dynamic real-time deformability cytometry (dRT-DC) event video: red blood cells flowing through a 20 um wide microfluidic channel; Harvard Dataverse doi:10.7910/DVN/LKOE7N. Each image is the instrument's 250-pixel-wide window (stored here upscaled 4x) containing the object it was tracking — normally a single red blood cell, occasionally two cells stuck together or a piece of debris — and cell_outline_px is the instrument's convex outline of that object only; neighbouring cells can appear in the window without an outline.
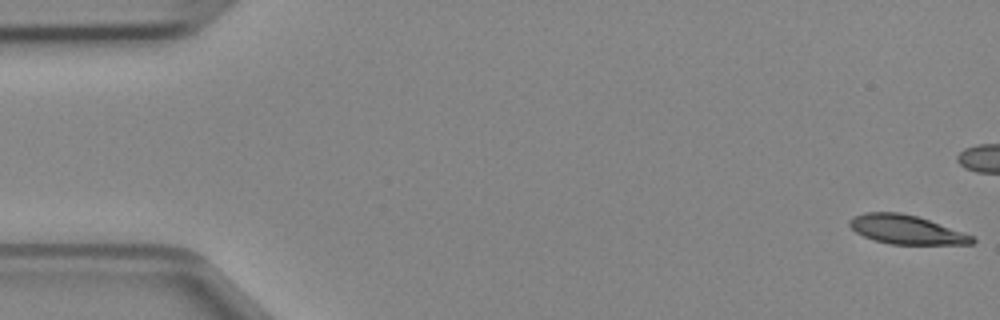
{"species": "Egyptian fruit bat (a non-hibernating species)", "species_latin": "Rousettus aegyptiacus", "temperature_condition": "cold", "stored_images_in_passage": 48, "camera_frame_rate_fps": 3000, "um_per_image_px": 0.085, "animal": {"sex": "female"}, "frame": {"image": 1, "passage_image": 1, "time_ms": 0.0, "image_size_px": [1000, 320], "cell_outline_px": [[976, 240], [972, 244], [892, 244], [876, 240], [864, 236], [856, 232], [848, 224], [848, 220], [852, 216], [864, 212], [900, 212], [916, 216], [928, 220], [972, 236]], "centroid_in_image_um": [76.97, 19.5], "position_along_channel_um": 8.0, "area_um2": 20.35}}
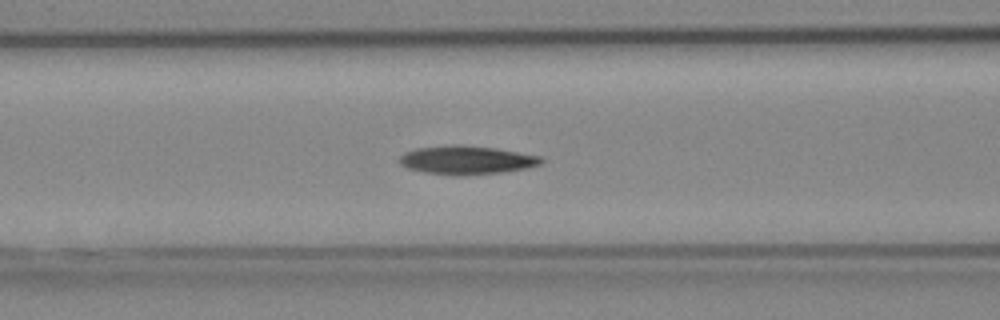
{"frame": {"image": 2, "passage_image": 19, "time_ms": 6.0, "image_size_px": [1000, 320], "cell_outline_px": [[544, 164], [524, 168], [500, 172], [460, 176], [424, 172], [408, 168], [400, 164], [400, 156], [404, 152], [416, 148], [448, 144], [460, 144], [496, 148], [544, 156]], "centroid_in_image_um": [39.69, 13.59], "position_along_channel_um": 126.9, "area_um2": 23.87}}
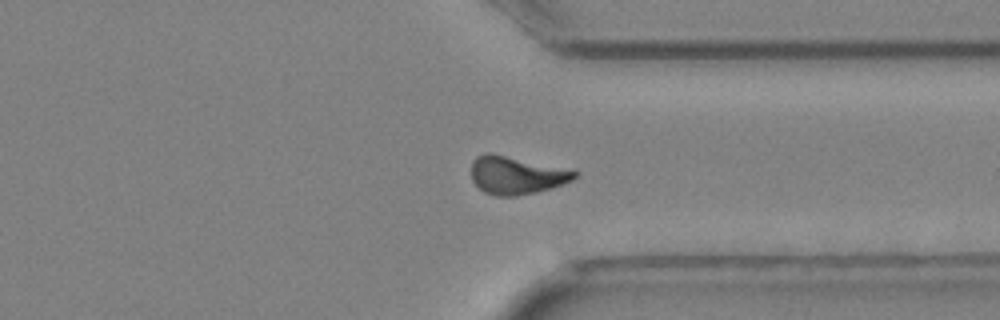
{"frame": {"image": 3, "passage_image": 36, "time_ms": 11.667, "image_size_px": [1000, 320], "cell_outline_px": [[580, 172], [572, 180], [564, 184], [552, 188], [536, 192], [516, 196], [496, 196], [484, 192], [472, 180], [472, 160], [476, 156], [484, 152], [492, 152], [572, 168]], "centroid_in_image_um": [43.94, 14.86], "position_along_channel_um": 367.5, "area_um2": 23.52}}